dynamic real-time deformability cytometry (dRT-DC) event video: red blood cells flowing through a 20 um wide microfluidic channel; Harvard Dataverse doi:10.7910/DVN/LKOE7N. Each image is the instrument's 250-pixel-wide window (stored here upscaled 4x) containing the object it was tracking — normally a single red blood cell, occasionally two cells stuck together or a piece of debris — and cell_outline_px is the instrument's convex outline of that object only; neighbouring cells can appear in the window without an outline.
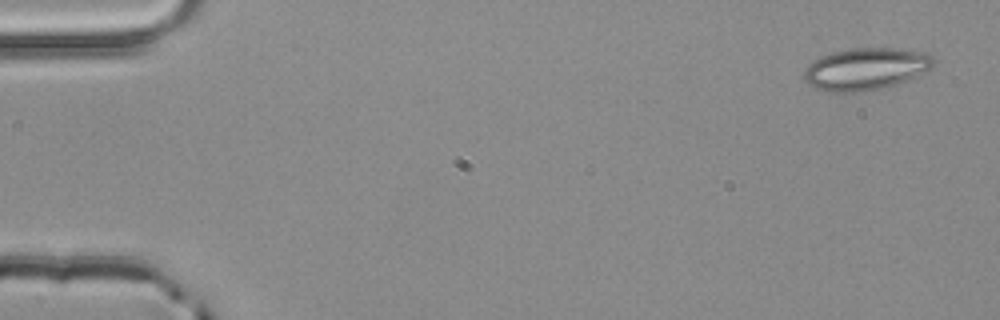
{"species": "common noctule bat (a hibernating species)", "species_latin": "Nyctalus noctula", "temperature_condition": "room temperature", "stored_images_in_passage": 4, "camera_frame_rate_fps": 3000, "um_per_image_px": 0.085, "animal": {"sex": "male", "body_mass_g": 20.4}, "frame": {"image": 1, "passage_image": 1, "time_ms": 0.0, "image_size_px": [1000, 320], "cell_outline_px": [[936, 60], [928, 68], [896, 84], [880, 88], [856, 92], [832, 92], [816, 88], [808, 84], [804, 80], [804, 68], [812, 60], [820, 56], [832, 52], [852, 48], [896, 48], [928, 52]], "centroid_in_image_um": [73.52, 5.84], "position_along_channel_um": 11.5, "area_um2": 31.5}}
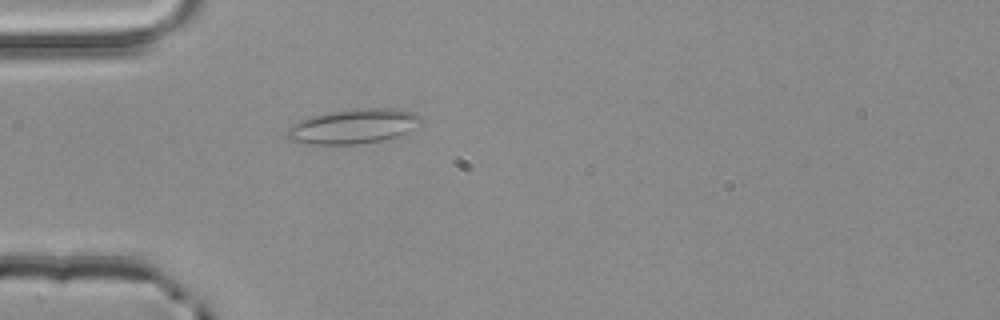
{"frame": {"image": 2, "passage_image": 4, "time_ms": 1.0, "image_size_px": [1000, 320], "cell_outline_px": [[424, 124], [408, 132], [396, 136], [380, 140], [356, 144], [304, 144], [288, 140], [288, 128], [292, 124], [300, 120], [312, 116], [332, 112], [368, 108], [400, 108], [416, 112], [424, 116]], "centroid_in_image_um": [30.14, 10.73], "position_along_channel_um": 54.9, "area_um2": 27.22}}